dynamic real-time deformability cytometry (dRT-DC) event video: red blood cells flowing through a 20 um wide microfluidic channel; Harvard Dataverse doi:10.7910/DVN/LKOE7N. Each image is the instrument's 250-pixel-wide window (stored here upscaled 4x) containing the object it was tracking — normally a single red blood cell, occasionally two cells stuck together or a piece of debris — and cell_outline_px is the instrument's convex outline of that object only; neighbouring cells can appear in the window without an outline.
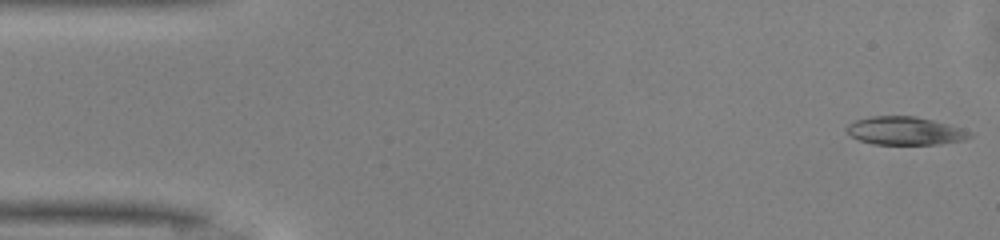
{"species": "common noctule bat (a hibernating species)", "species_latin": "Nyctalus noctula", "temperature_condition": "warm", "stored_images_in_passage": 48, "camera_frame_rate_fps": 3000, "um_per_image_px": 0.085, "animal": {"sex": "male", "body_mass_g": 13.0, "forearm_length_mm": 53.1}, "frame": {"image": 1, "passage_image": 1, "time_ms": 0.0, "image_size_px": [1000, 240], "cell_outline_px": [[972, 136], [964, 140], [940, 144], [872, 144], [860, 140], [852, 136], [844, 128], [848, 124], [856, 120], [872, 116], [916, 116], [948, 124], [972, 132]], "centroid_in_image_um": [76.93, 11.12], "position_along_channel_um": 8.1, "area_um2": 20.11}}
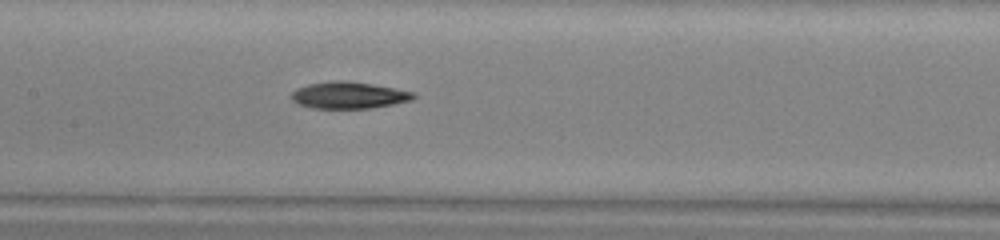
{"frame": {"image": 2, "passage_image": 22, "time_ms": 7.0, "image_size_px": [1000, 240], "cell_outline_px": [[416, 96], [412, 100], [372, 108], [312, 108], [300, 104], [292, 100], [288, 96], [296, 88], [308, 84], [332, 80], [344, 80], [372, 84], [416, 92]], "centroid_in_image_um": [29.63, 8.08], "position_along_channel_um": 177.8, "area_um2": 19.13}}
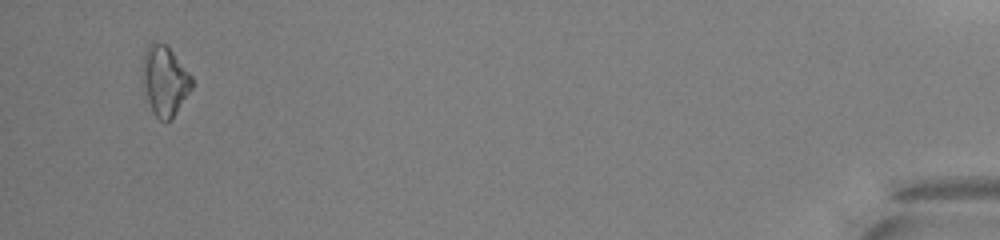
{"frame": {"image": 3, "passage_image": 46, "time_ms": 15.0, "image_size_px": [1000, 240], "cell_outline_px": [[192, 88], [172, 120], [168, 124], [164, 124], [156, 116], [144, 92], [140, 80], [140, 68], [144, 48], [152, 40], [168, 44], [192, 76]], "centroid_in_image_um": [13.96, 6.82], "position_along_channel_um": 421.2, "area_um2": 21.1}, "authors_computed_cell_mechanics": {"area_um2": 19.1318, "velocity_mm_per_s": 4.178, "shape_relaxation_time_tau1_ms": 4.4644, "shape_relaxation_time_tau2_ms": null, "deformation_change_tau1": 0.1286, "deformation_change_tau2": null}}